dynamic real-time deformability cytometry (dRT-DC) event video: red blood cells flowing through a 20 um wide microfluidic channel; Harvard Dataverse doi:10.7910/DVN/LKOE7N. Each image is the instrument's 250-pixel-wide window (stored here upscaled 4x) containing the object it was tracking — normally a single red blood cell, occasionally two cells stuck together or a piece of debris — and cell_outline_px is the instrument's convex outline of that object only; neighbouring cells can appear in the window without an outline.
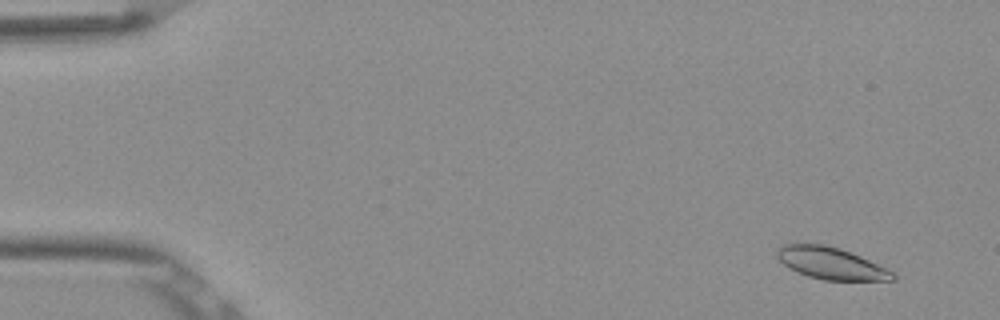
{"species": "Egyptian fruit bat (a non-hibernating species)", "species_latin": "Rousettus aegyptiacus", "temperature_condition": "room temperature", "stored_images_in_passage": 53, "camera_frame_rate_fps": 3000, "um_per_image_px": 0.085, "frame": {"image": 1, "passage_image": 4, "time_ms": 1.0, "image_size_px": [1000, 320], "cell_outline_px": [[896, 280], [824, 280], [808, 276], [784, 264], [776, 256], [776, 248], [784, 244], [824, 244], [840, 248], [860, 256], [888, 268], [896, 276]], "centroid_in_image_um": [70.65, 22.37], "position_along_channel_um": 14.3, "area_um2": 21.33}}
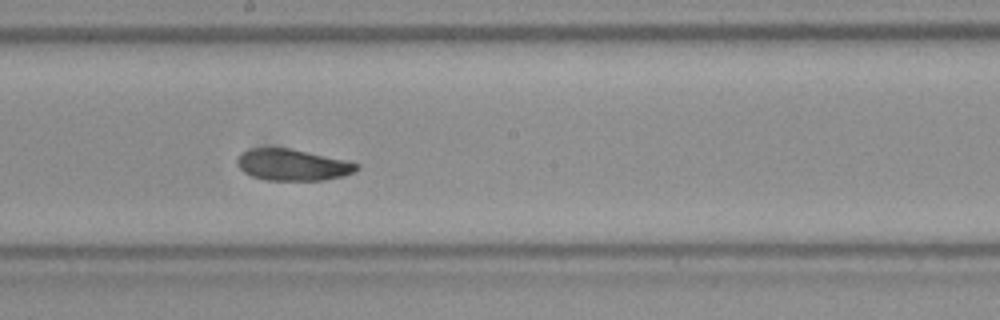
{"frame": {"image": 2, "passage_image": 30, "time_ms": 9.667, "image_size_px": [1000, 320], "cell_outline_px": [[360, 168], [344, 176], [324, 180], [268, 180], [252, 176], [244, 172], [236, 164], [236, 160], [244, 152], [252, 148], [292, 148], [344, 160], [360, 164]], "centroid_in_image_um": [24.88, 14.01], "position_along_channel_um": 223.3, "area_um2": 21.73}}
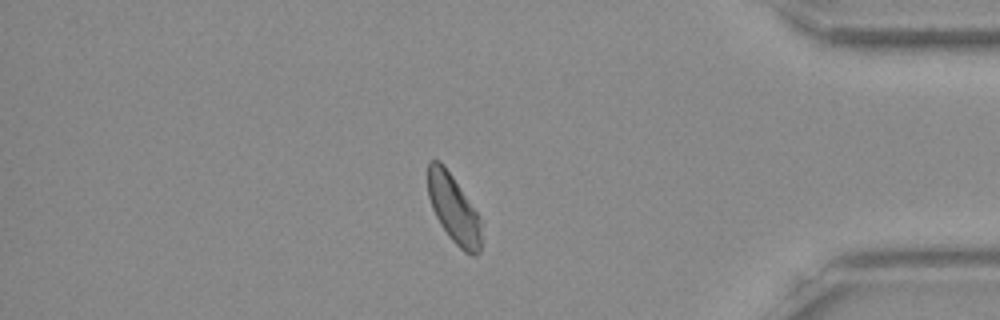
{"frame": {"image": 3, "passage_image": 46, "time_ms": 15.0, "image_size_px": [1000, 320], "cell_outline_px": [[480, 252], [476, 256], [472, 256], [464, 252], [448, 236], [440, 224], [432, 208], [428, 196], [428, 160], [440, 160], [444, 164], [476, 212], [480, 220]], "centroid_in_image_um": [38.53, 17.76], "position_along_channel_um": 396.7, "area_um2": 20.98}, "authors_computed_cell_mechanics": {"area_um2": 22.0796, "velocity_mm_per_s": 3.8359, "shape_relaxation_time_tau1_ms": 6.8068, "shape_relaxation_time_tau2_ms": null, "deformation_change_tau1": 0.1532, "deformation_change_tau2": null}}